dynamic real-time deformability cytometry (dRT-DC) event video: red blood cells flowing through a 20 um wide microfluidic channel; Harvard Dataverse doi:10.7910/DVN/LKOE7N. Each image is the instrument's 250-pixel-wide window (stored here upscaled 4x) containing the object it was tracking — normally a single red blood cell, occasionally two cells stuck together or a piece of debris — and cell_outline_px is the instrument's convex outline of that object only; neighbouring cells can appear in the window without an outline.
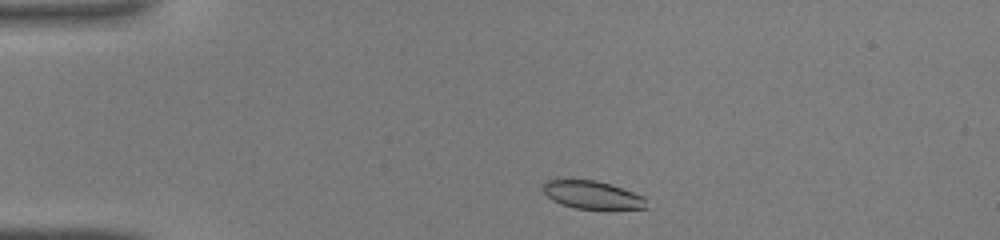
{"species": "common noctule bat (a hibernating species)", "species_latin": "Nyctalus noctula", "temperature_condition": "warm", "stored_images_in_passage": 37, "camera_frame_rate_fps": 3000, "um_per_image_px": 0.085, "animal": {"sex": "male", "body_mass_g": 19.0, "forearm_length_mm": 50.8}, "frame": {"image": 1, "passage_image": 2, "time_ms": 0.333, "image_size_px": [1000, 240], "cell_outline_px": [[648, 208], [576, 208], [560, 204], [552, 200], [544, 192], [544, 184], [548, 180], [596, 180], [644, 196]], "centroid_in_image_um": [50.33, 16.57], "position_along_channel_um": 34.7, "area_um2": 16.3}}
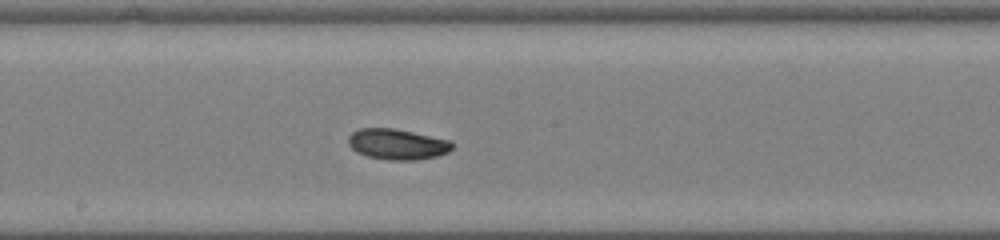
{"frame": {"image": 2, "passage_image": 17, "time_ms": 5.333, "image_size_px": [1000, 240], "cell_outline_px": [[456, 144], [448, 152], [436, 156], [416, 160], [388, 160], [368, 156], [356, 152], [348, 144], [348, 136], [352, 132], [360, 128], [396, 128], [452, 140]], "centroid_in_image_um": [33.8, 12.25], "position_along_channel_um": 214.4, "area_um2": 18.84}}
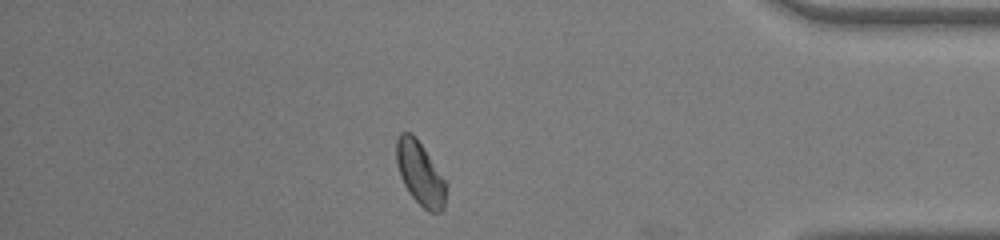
{"frame": {"image": 3, "passage_image": 31, "time_ms": 10.0, "image_size_px": [1000, 240], "cell_outline_px": [[448, 184], [444, 208], [440, 212], [428, 212], [408, 192], [400, 176], [396, 164], [396, 140], [400, 132], [412, 132]], "centroid_in_image_um": [35.71, 14.75], "position_along_channel_um": 399.5, "area_um2": 18.38}}